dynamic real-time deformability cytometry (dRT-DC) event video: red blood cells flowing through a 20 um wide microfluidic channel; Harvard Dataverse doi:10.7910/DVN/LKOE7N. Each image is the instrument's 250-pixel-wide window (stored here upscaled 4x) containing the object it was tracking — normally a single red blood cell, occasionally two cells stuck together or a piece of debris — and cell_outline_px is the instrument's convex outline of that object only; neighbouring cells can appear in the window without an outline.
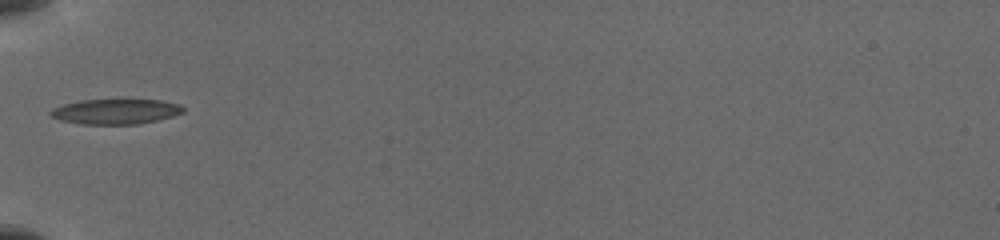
{"species": "common noctule bat (a hibernating species)", "species_latin": "Nyctalus noctula", "temperature_condition": "cold", "stored_images_in_passage": 7, "camera_frame_rate_fps": 3000, "um_per_image_px": 0.085, "animal": {"sex": "female", "body_mass_g": 19.5, "forearm_length_mm": 54.1}, "frame": {"image": 1, "passage_image": 5, "time_ms": 4.333, "image_size_px": [1000, 240], "cell_outline_px": [[184, 112], [172, 116], [140, 124], [80, 124], [60, 120], [52, 116], [48, 112], [52, 108], [64, 104], [80, 100], [120, 96], [160, 100], [180, 104], [184, 108]], "centroid_in_image_um": [9.84, 9.42], "position_along_channel_um": 75.2, "area_um2": 20.52}}
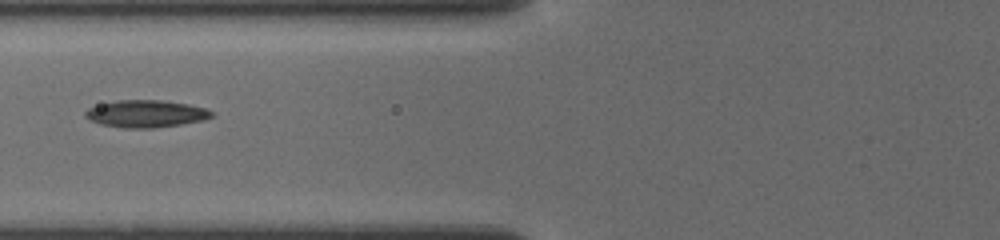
{"frame": {"image": 2, "passage_image": 6, "time_ms": 5.333, "image_size_px": [1000, 240], "cell_outline_px": [[212, 116], [204, 120], [156, 128], [124, 128], [100, 124], [84, 116], [84, 112], [88, 108], [100, 104], [116, 100], [164, 100], [188, 104], [204, 108], [212, 112]], "centroid_in_image_um": [12.38, 9.66], "position_along_channel_um": 113.4, "area_um2": 20.0}}
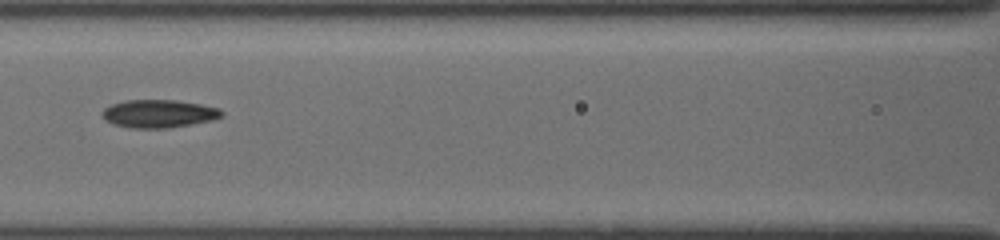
{"frame": {"image": 3, "passage_image": 7, "time_ms": 6.333, "image_size_px": [1000, 240], "cell_outline_px": [[224, 116], [212, 120], [192, 124], [168, 128], [128, 128], [112, 124], [104, 120], [100, 116], [100, 112], [104, 108], [112, 104], [124, 100], [176, 100], [200, 104], [220, 108], [224, 112]], "centroid_in_image_um": [13.46, 9.66], "position_along_channel_um": 153.1, "area_um2": 19.83}}